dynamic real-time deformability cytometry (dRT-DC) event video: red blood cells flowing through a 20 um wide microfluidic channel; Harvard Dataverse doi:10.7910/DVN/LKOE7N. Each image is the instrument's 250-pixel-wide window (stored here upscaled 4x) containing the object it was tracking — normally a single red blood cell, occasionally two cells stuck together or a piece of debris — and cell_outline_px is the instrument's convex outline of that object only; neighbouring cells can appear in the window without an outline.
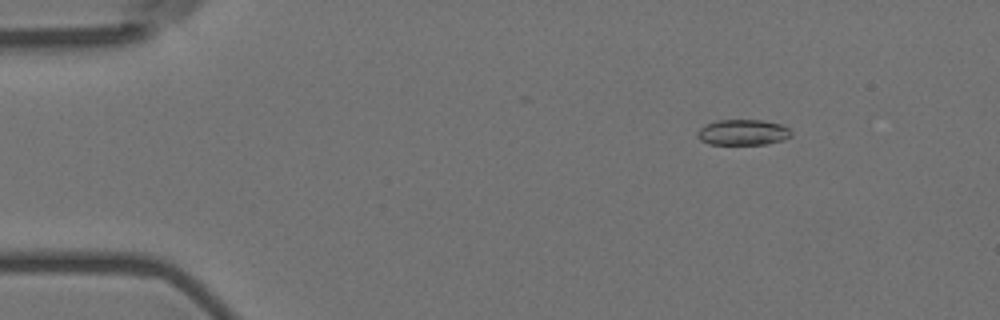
{"species": "Egyptian fruit bat (a non-hibernating species)", "species_latin": "Rousettus aegyptiacus", "temperature_condition": "room temperature", "stored_images_in_passage": 57, "camera_frame_rate_fps": 3000, "um_per_image_px": 0.085, "animal": {"sex": "female"}, "frame": {"image": 1, "passage_image": 8, "time_ms": 2.333, "image_size_px": [1000, 320], "cell_outline_px": [[792, 136], [784, 140], [768, 144], [708, 144], [700, 140], [696, 136], [696, 132], [704, 124], [716, 120], [760, 120], [780, 124], [788, 128], [792, 132]], "centroid_in_image_um": [63.12, 11.25], "position_along_channel_um": 21.9, "area_um2": 14.22}}
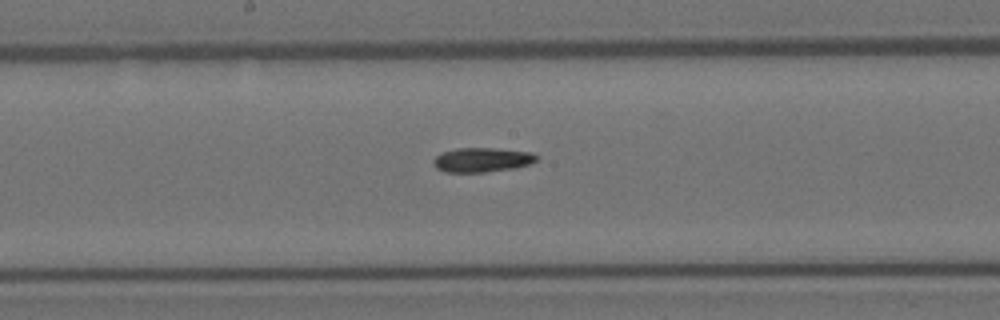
{"frame": {"image": 2, "passage_image": 30, "time_ms": 9.667, "image_size_px": [1000, 320], "cell_outline_px": [[540, 156], [536, 160], [528, 164], [516, 168], [484, 172], [444, 172], [436, 168], [432, 164], [432, 160], [436, 156], [444, 152], [456, 148], [496, 148], [532, 152]], "centroid_in_image_um": [40.97, 13.58], "position_along_channel_um": 207.2, "area_um2": 14.8}}
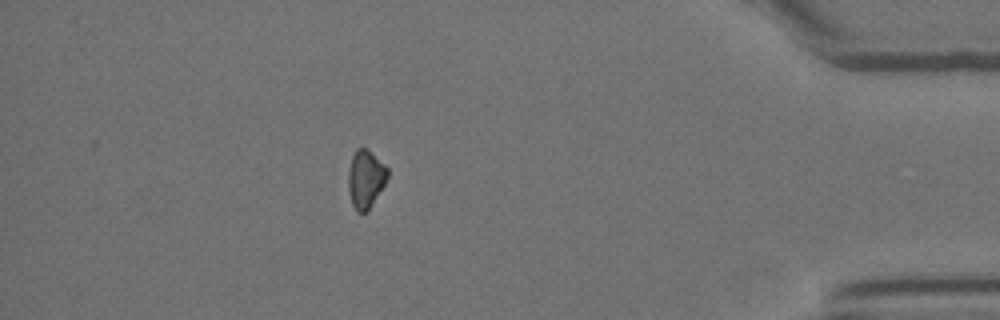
{"frame": {"image": 3, "passage_image": 50, "time_ms": 16.333, "image_size_px": [1000, 320], "cell_outline_px": [[388, 176], [384, 184], [368, 212], [356, 212], [352, 204], [348, 188], [348, 172], [352, 156], [356, 148], [364, 148], [384, 164], [388, 168]], "centroid_in_image_um": [31.06, 15.24], "position_along_channel_um": 404.1, "area_um2": 13.12}, "authors_computed_cell_mechanics": {"area_um2": 14.5078, "velocity_mm_per_s": 3.6224, "shape_relaxation_time_tau1_ms": 9.6089, "shape_relaxation_time_tau2_ms": null, "deformation_change_tau1": 0.1761, "deformation_change_tau2": null}}